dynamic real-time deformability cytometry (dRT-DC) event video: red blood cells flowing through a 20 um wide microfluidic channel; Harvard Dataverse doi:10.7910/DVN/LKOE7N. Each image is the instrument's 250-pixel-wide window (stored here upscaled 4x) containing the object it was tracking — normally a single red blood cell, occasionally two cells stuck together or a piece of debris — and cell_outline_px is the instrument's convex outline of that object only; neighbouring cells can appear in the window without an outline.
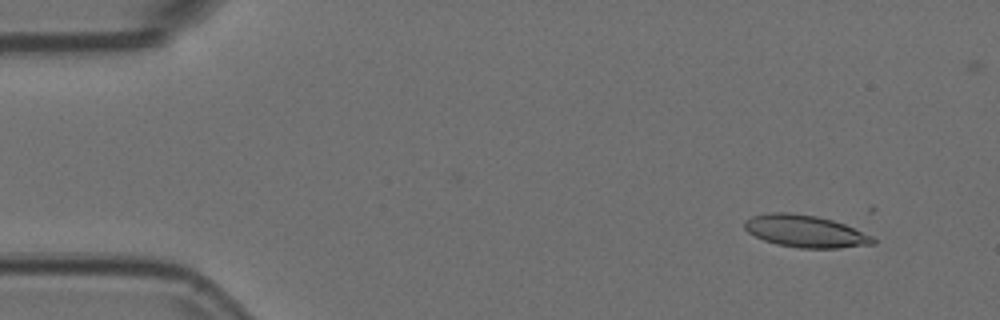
{"species": "Egyptian fruit bat (a non-hibernating species)", "species_latin": "Rousettus aegyptiacus", "temperature_condition": "room temperature", "stored_images_in_passage": 9, "camera_frame_rate_fps": 3000, "um_per_image_px": 0.085, "animal": {"sex": "female"}, "frame": {"image": 1, "passage_image": 4, "time_ms": 1.0, "image_size_px": [1000, 320], "cell_outline_px": [[876, 244], [840, 248], [800, 248], [776, 244], [764, 240], [748, 232], [744, 228], [744, 220], [752, 216], [768, 212], [792, 212], [816, 216], [832, 220], [844, 224], [872, 236], [876, 240]], "centroid_in_image_um": [68.44, 19.65], "position_along_channel_um": 16.6, "area_um2": 24.16}}